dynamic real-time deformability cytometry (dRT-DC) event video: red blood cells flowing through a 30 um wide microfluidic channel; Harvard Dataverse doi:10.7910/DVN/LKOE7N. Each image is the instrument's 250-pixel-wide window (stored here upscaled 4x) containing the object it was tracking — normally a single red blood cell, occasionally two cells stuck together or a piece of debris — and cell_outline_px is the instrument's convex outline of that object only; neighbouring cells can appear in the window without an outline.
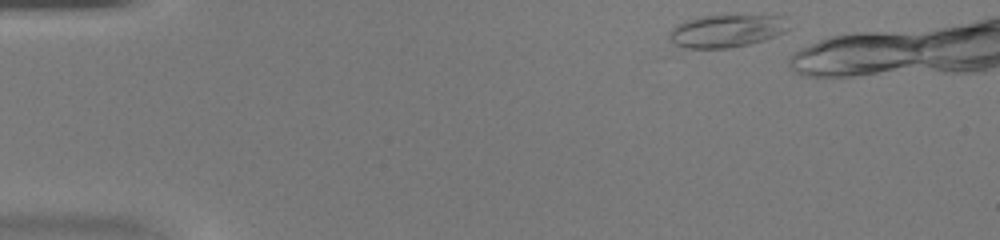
{"species": "common noctule bat (a hibernating species)", "species_latin": "Nyctalus noctula", "temperature_condition": "warm", "stored_images_in_passage": 13, "camera_frame_rate_fps": 3000, "um_per_image_px": 0.085, "animal": {"sex": "female", "body_mass_g": 20.0, "forearm_length_mm": 54.0}, "frame": {"image": 1, "passage_image": 1, "time_ms": 0.0, "image_size_px": [1000, 240], "cell_outline_px": [[792, 28], [776, 36], [764, 40], [748, 44], [728, 48], [684, 48], [676, 44], [668, 36], [668, 32], [676, 24], [684, 20], [700, 16], [784, 16]], "centroid_in_image_um": [61.76, 2.63], "position_along_channel_um": 23.2, "area_um2": 22.77}}
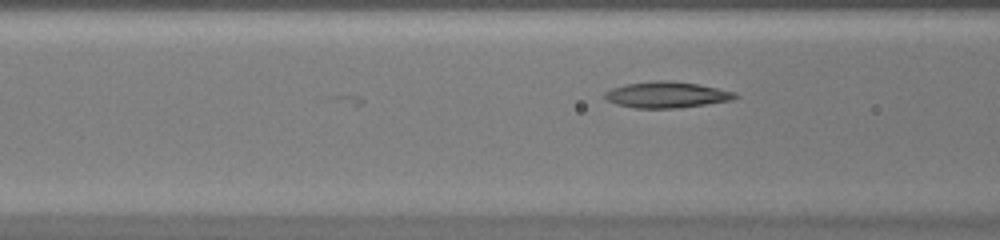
{"frame": {"image": 2, "passage_image": 13, "time_ms": 4.0, "image_size_px": [1000, 240], "cell_outline_px": [[740, 96], [732, 100], [680, 108], [636, 108], [616, 104], [608, 100], [604, 96], [604, 92], [612, 88], [624, 84], [656, 80], [668, 80], [696, 84], [736, 92]], "centroid_in_image_um": [56.66, 8.05], "position_along_channel_um": 109.9, "area_um2": 19.83}}